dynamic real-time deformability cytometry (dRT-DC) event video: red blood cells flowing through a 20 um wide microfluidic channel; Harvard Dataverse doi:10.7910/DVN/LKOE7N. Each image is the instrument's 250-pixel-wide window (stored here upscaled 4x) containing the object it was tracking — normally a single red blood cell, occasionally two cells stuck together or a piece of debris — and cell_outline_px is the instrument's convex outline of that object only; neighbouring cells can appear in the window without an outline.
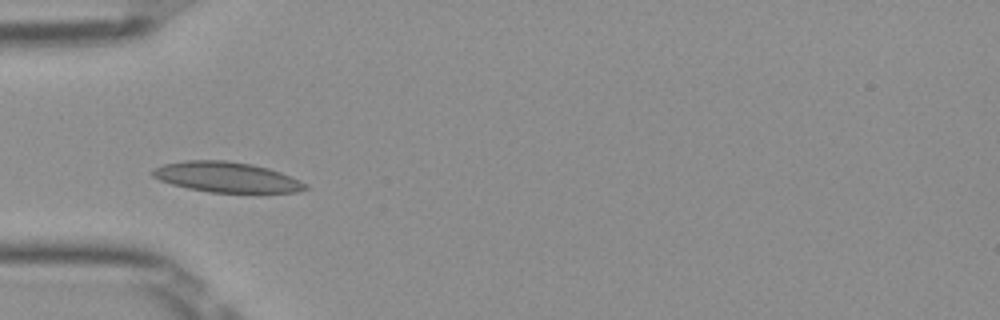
{"species": "Egyptian fruit bat (a non-hibernating species)", "species_latin": "Rousettus aegyptiacus", "temperature_condition": "room temperature", "stored_images_in_passage": 36, "camera_frame_rate_fps": 3000, "um_per_image_px": 0.085, "frame": {"image": 1, "passage_image": 1, "time_ms": 0.0, "image_size_px": [1000, 320], "cell_outline_px": [[308, 188], [296, 192], [208, 192], [188, 188], [172, 184], [160, 180], [152, 176], [152, 168], [164, 164], [184, 160], [228, 160], [252, 164], [268, 168], [280, 172], [300, 180], [308, 184]], "centroid_in_image_um": [19.25, 15.04], "position_along_channel_um": 65.8, "area_um2": 26.93}}
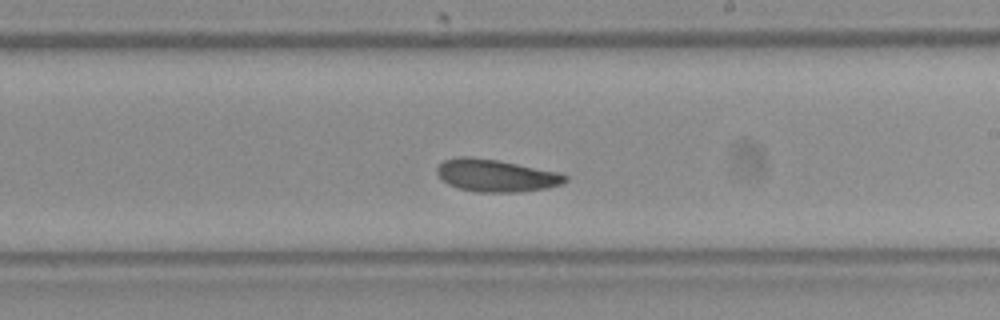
{"frame": {"image": 2, "passage_image": 15, "time_ms": 4.667, "image_size_px": [1000, 320], "cell_outline_px": [[568, 180], [564, 184], [548, 188], [520, 192], [476, 192], [456, 188], [448, 184], [436, 172], [436, 168], [444, 160], [460, 156], [468, 156], [500, 160], [560, 172], [568, 176]], "centroid_in_image_um": [42.21, 14.92], "position_along_channel_um": 246.8, "area_um2": 24.57}}
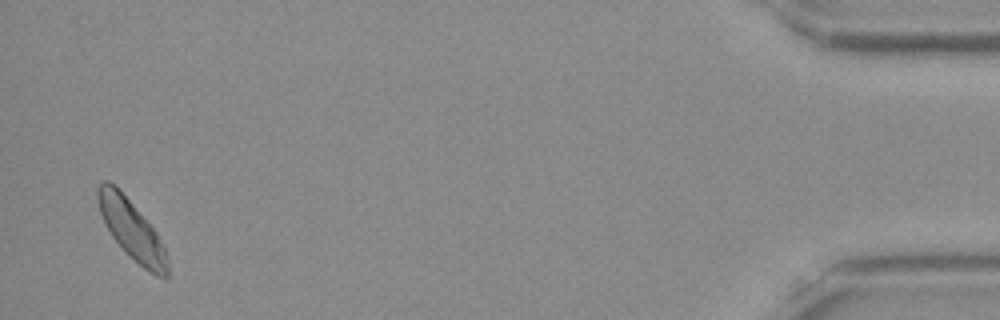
{"frame": {"image": 3, "passage_image": 35, "time_ms": 11.333, "image_size_px": [1000, 320], "cell_outline_px": [[168, 276], [164, 280], [156, 276], [144, 268], [112, 236], [104, 224], [100, 212], [96, 192], [96, 188], [104, 180], [108, 180], [132, 204], [156, 232], [168, 256]], "centroid_in_image_um": [11.21, 19.55], "position_along_channel_um": 424.0, "area_um2": 23.29}, "authors_computed_cell_mechanics": {"area_um2": 23.9581, "velocity_mm_per_s": 3.8969, "shape_relaxation_time_tau1_ms": 2.4413, "shape_relaxation_time_tau2_ms": 2.6771, "deformation_change_tau1": 0.0828, "deformation_change_tau2": 0.0589}}